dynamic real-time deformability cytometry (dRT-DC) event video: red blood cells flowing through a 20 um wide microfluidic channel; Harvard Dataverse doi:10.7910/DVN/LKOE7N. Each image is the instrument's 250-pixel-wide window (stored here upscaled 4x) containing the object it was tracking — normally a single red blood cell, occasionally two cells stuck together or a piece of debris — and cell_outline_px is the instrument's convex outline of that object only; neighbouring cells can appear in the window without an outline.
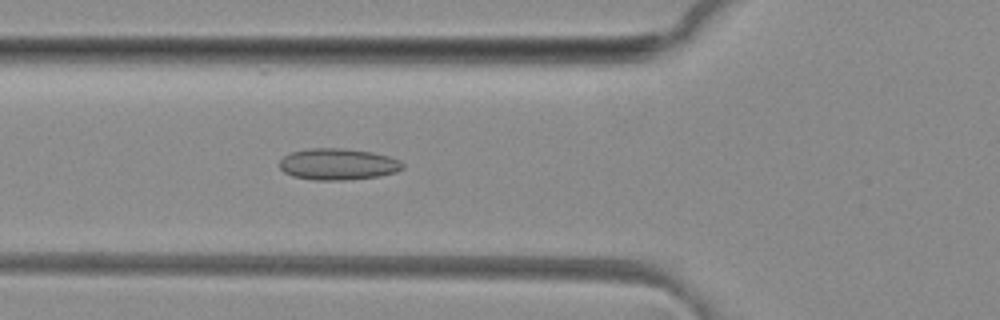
{"species": "common noctule bat (a hibernating species)", "species_latin": "Nyctalus noctula", "temperature_condition": "room temperature", "stored_images_in_passage": 49, "camera_frame_rate_fps": 3000, "um_per_image_px": 0.085, "animal": {"sex": "female", "body_mass_g": 29.2, "forearm_length_mm": 56.3}, "frame": {"image": 1, "passage_image": 17, "time_ms": 5.333, "image_size_px": [1000, 320], "cell_outline_px": [[404, 168], [396, 172], [380, 176], [344, 180], [312, 180], [292, 176], [284, 172], [280, 168], [280, 160], [284, 156], [292, 152], [308, 148], [344, 148], [372, 152], [388, 156], [400, 160], [404, 164]], "centroid_in_image_um": [28.74, 13.96], "position_along_channel_um": 97.1, "area_um2": 22.72}}
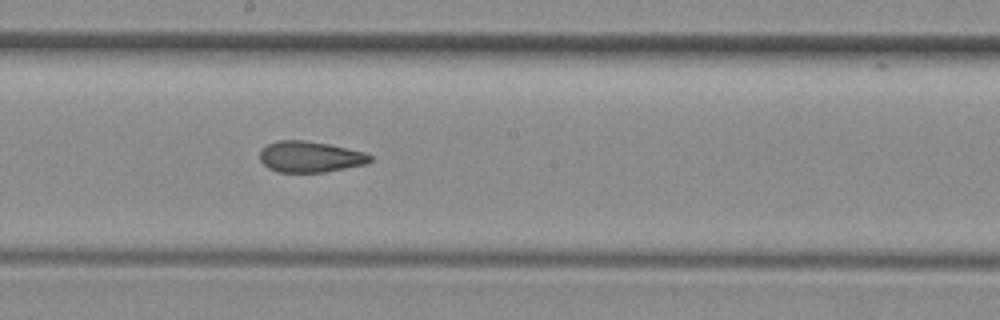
{"frame": {"image": 2, "passage_image": 26, "time_ms": 8.333, "image_size_px": [1000, 320], "cell_outline_px": [[372, 160], [368, 164], [324, 172], [276, 172], [268, 168], [260, 160], [260, 148], [276, 140], [304, 140], [328, 144], [348, 148], [364, 152], [372, 156]], "centroid_in_image_um": [26.35, 13.32], "position_along_channel_um": 221.8, "area_um2": 20.11}}
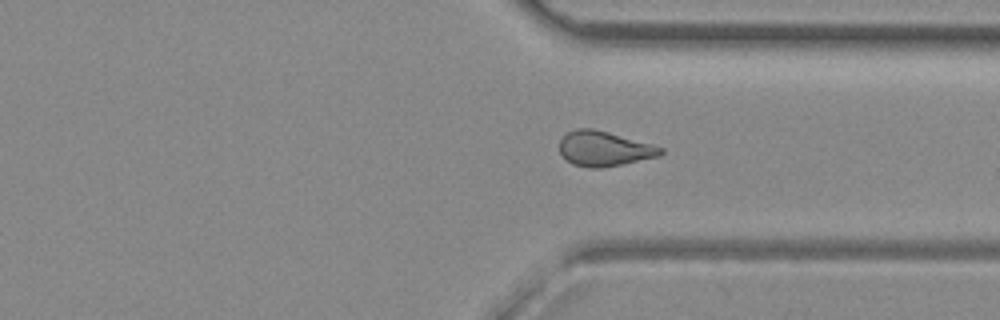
{"frame": {"image": 3, "passage_image": 36, "time_ms": 11.667, "image_size_px": [1000, 320], "cell_outline_px": [[664, 152], [660, 156], [600, 168], [588, 168], [572, 164], [560, 152], [560, 140], [568, 132], [576, 128], [592, 128], [608, 132], [652, 144], [664, 148]], "centroid_in_image_um": [51.36, 12.63], "position_along_channel_um": 360.0, "area_um2": 20.4}, "authors_computed_cell_mechanics": {"area_um2": 21.0392, "velocity_mm_per_s": 4.1412, "shape_relaxation_time_tau1_ms": null, "shape_relaxation_time_tau2_ms": 1.7421, "deformation_change_tau1": null, "deformation_change_tau2": 0.0858}}